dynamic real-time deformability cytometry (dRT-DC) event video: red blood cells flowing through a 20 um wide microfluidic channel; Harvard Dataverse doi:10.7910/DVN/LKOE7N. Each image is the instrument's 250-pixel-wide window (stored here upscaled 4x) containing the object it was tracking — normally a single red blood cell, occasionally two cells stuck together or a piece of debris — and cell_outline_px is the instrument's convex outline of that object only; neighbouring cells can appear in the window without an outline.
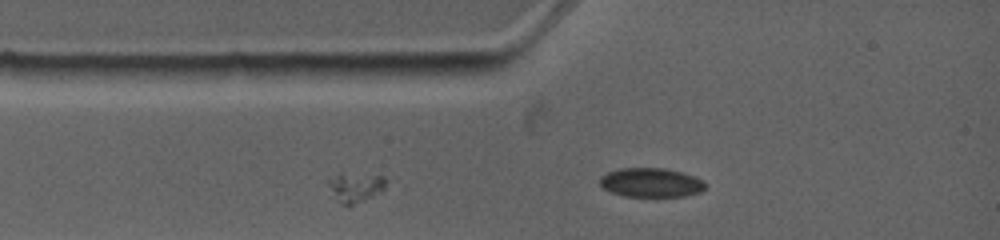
{"species": "common noctule bat (a hibernating species)", "species_latin": "Nyctalus noctula", "temperature_condition": "warm", "stored_images_in_passage": 4, "segment_of_instrument_passage": [2, 3], "camera_frame_rate_fps": 4500, "um_per_image_px": 0.085, "animal": {"sex": "female", "body_mass_g": 19.0, "forearm_length_mm": 53.3}, "frame": {"image": 1, "passage_image": 3, "time_ms": 1.556, "image_size_px": [1000, 240], "cell_outline_px": [[384, 188], [380, 192], [364, 200], [352, 204], [344, 204], [328, 196], [328, 180], [340, 172], [384, 176]], "centroid_in_image_um": [30.12, 15.9], "position_along_channel_um": 54.9, "area_um2": 10.0}}